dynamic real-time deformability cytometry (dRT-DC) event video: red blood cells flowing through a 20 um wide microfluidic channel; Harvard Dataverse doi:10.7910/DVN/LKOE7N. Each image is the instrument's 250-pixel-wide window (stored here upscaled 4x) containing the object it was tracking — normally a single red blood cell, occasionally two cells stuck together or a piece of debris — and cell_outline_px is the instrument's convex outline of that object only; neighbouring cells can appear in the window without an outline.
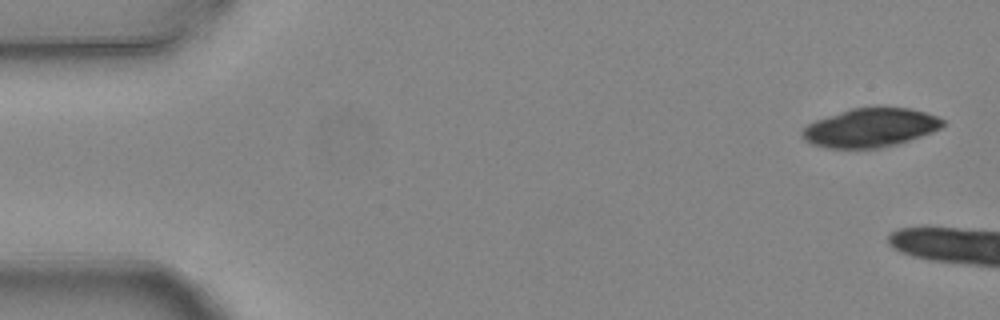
{"species": "common noctule bat (a hibernating species)", "species_latin": "Nyctalus noctula", "temperature_condition": "warm", "stored_images_in_passage": 2, "camera_frame_rate_fps": 3000, "um_per_image_px": 0.085, "animal": {"sex": "female", "body_mass_g": 24.6, "forearm_length_mm": 56.2}, "frame": {"image": 1, "passage_image": 1, "time_ms": 0.0, "image_size_px": [1000, 320], "cell_outline_px": [[944, 124], [940, 128], [932, 132], [896, 144], [880, 148], [828, 148], [812, 144], [804, 140], [800, 136], [800, 132], [808, 124], [816, 120], [852, 108], [908, 108], [924, 112], [936, 116], [944, 120]], "centroid_in_image_um": [73.95, 10.87], "position_along_channel_um": 11.1, "area_um2": 31.39}}